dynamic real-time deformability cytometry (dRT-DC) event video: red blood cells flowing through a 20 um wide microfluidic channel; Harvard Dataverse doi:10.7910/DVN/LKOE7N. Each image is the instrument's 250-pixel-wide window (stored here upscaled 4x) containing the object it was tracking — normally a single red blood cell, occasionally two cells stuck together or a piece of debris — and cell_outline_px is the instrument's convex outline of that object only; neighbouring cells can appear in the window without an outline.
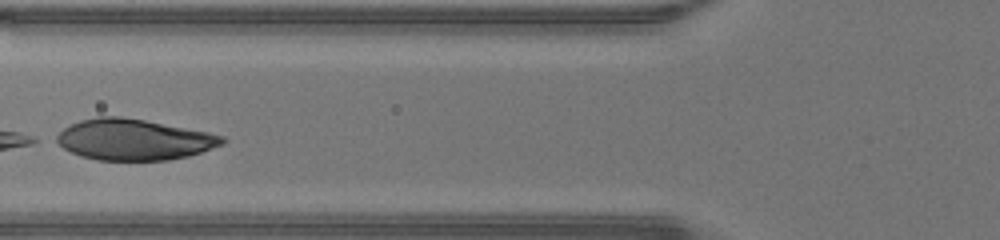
{"species": "human", "species_latin": "Homo sapiens", "temperature_condition": "warm", "stored_images_in_passage": 11, "camera_frame_rate_fps": 3000, "um_per_image_px": 0.085, "donor": {"sex": "male"}, "frame": {"image": 1, "passage_image": 7, "time_ms": 2.0, "image_size_px": [1000, 240], "cell_outline_px": [[228, 140], [224, 144], [188, 156], [168, 160], [96, 160], [80, 156], [64, 148], [52, 140], [64, 128], [80, 120], [96, 116], [120, 116], [144, 120], [208, 132], [224, 136]], "centroid_in_image_um": [11.37, 11.86], "position_along_channel_um": 114.4, "area_um2": 39.59}}